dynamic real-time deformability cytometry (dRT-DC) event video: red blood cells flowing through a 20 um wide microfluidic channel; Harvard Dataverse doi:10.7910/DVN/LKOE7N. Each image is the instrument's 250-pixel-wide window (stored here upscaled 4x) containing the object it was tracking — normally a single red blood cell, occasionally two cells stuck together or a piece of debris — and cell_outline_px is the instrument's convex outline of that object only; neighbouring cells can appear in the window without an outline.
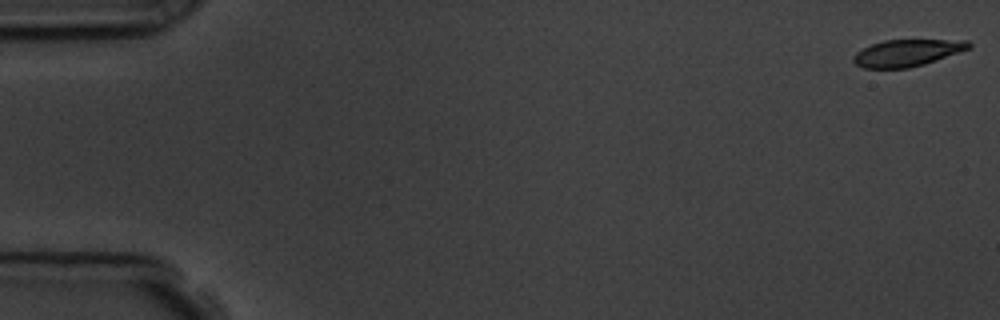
{"species": "common noctule bat (a hibernating species)", "species_latin": "Nyctalus noctula", "temperature_condition": "room temperature", "stored_images_in_passage": 56, "camera_frame_rate_fps": 3000, "um_per_image_px": 0.085, "animal": {"sex": "male", "body_mass_g": 19.5, "forearm_length_mm": 54.6}, "frame": {"image": 1, "passage_image": 1, "time_ms": 0.0, "image_size_px": [1000, 320], "cell_outline_px": [[972, 48], [924, 64], [908, 68], [864, 68], [856, 64], [852, 60], [852, 56], [856, 52], [872, 44], [884, 40], [968, 40], [972, 44]], "centroid_in_image_um": [77.12, 4.49], "position_along_channel_um": 7.9, "area_um2": 18.03}}
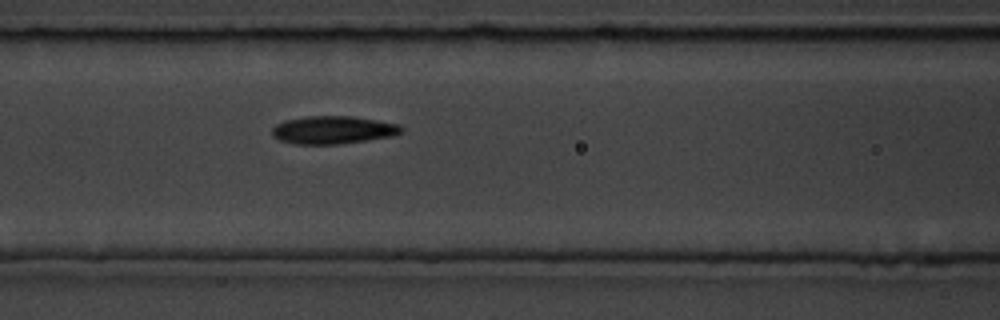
{"frame": {"image": 2, "passage_image": 24, "time_ms": 7.667, "image_size_px": [1000, 320], "cell_outline_px": [[404, 132], [392, 136], [368, 140], [336, 144], [296, 144], [280, 140], [272, 136], [272, 128], [276, 124], [284, 120], [304, 116], [352, 116], [400, 124], [404, 128]], "centroid_in_image_um": [28.32, 11.04], "position_along_channel_um": 138.3, "area_um2": 21.15}}
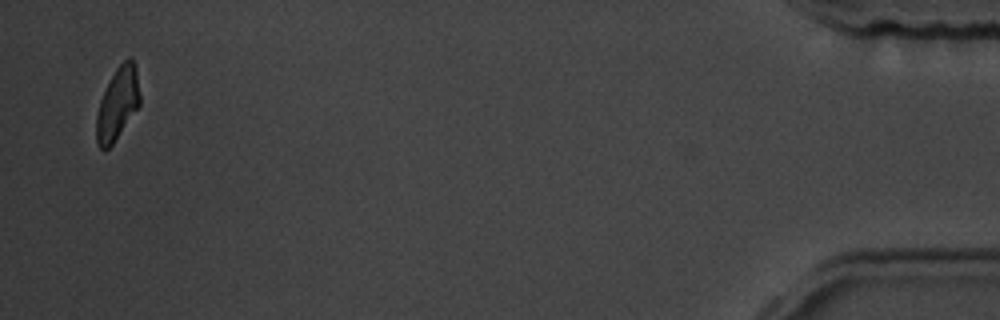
{"frame": {"image": 3, "passage_image": 55, "time_ms": 18.0, "image_size_px": [1000, 320], "cell_outline_px": [[140, 104], [112, 144], [104, 152], [96, 144], [96, 116], [100, 100], [116, 68], [128, 56], [132, 60], [136, 68], [140, 96]], "centroid_in_image_um": [9.98, 8.83], "position_along_channel_um": 425.2, "area_um2": 18.09}, "authors_computed_cell_mechanics": {"area_um2": 20.1433, "velocity_mm_per_s": 3.6259, "shape_relaxation_time_tau1_ms": 3.4725, "shape_relaxation_time_tau2_ms": 4.7479, "deformation_change_tau1": 0.1307, "deformation_change_tau2": 0.1181}}